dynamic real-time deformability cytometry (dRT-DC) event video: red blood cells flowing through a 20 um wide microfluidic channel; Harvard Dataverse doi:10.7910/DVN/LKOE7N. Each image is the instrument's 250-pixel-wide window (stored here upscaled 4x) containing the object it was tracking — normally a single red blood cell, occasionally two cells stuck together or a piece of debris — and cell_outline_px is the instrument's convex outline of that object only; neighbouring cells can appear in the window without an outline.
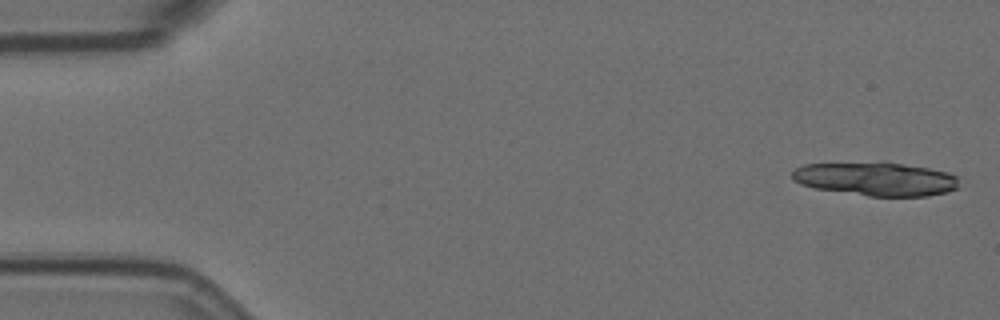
{"species": "Egyptian fruit bat (a non-hibernating species)", "species_latin": "Rousettus aegyptiacus", "temperature_condition": "room temperature", "stored_images_in_passage": 6, "camera_frame_rate_fps": 3000, "um_per_image_px": 0.085, "animal": {"sex": "female"}, "frame": {"image": 1, "passage_image": 1, "time_ms": 0.0, "image_size_px": [1000, 320], "cell_outline_px": [[956, 188], [948, 192], [928, 196], [868, 196], [816, 188], [800, 184], [792, 180], [792, 172], [796, 168], [804, 164], [880, 160], [888, 160], [948, 172], [956, 176]], "centroid_in_image_um": [74.41, 15.17], "position_along_channel_um": 10.6, "area_um2": 33.41}}